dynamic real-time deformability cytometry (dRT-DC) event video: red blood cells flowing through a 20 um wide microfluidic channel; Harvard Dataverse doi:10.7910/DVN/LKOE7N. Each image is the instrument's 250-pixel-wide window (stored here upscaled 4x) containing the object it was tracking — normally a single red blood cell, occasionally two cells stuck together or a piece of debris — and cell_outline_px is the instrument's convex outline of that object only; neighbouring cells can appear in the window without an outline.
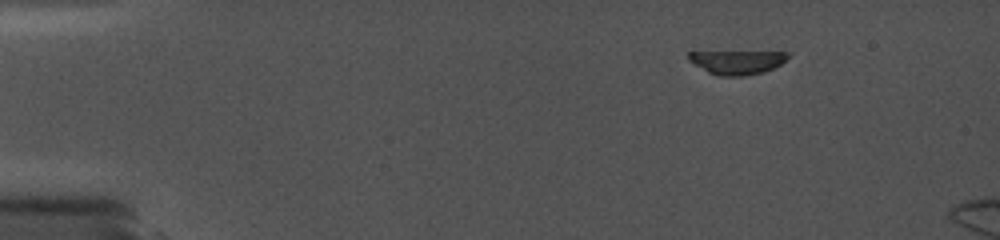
{"species": "common noctule bat (a hibernating species)", "species_latin": "Nyctalus noctula", "temperature_condition": "cold", "stored_images_in_passage": 9, "segment_of_instrument_passage": [2, 2], "camera_frame_rate_fps": 5000, "um_per_image_px": 0.085, "animal": {"sex": "female", "body_mass_g": 19.0, "forearm_length_mm": 56.7}, "frame": {"image": 1, "passage_image": 9, "time_ms": 2.0, "image_size_px": [1000, 240], "cell_outline_px": [[792, 52], [780, 64], [764, 72], [744, 76], [720, 76], [708, 72], [688, 60], [688, 52]], "centroid_in_image_um": [62.65, 5.28], "position_along_channel_um": 22.4, "area_um2": 13.64}}